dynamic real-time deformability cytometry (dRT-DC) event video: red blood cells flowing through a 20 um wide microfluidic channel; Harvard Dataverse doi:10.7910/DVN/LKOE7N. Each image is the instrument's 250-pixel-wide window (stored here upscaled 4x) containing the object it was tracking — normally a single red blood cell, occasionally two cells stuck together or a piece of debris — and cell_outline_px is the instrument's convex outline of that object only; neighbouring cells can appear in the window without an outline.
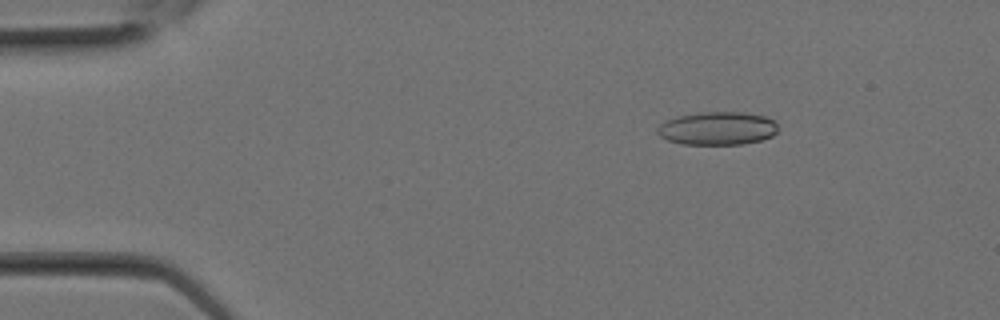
{"species": "Egyptian fruit bat (a non-hibernating species)", "species_latin": "Rousettus aegyptiacus", "temperature_condition": "room temperature", "stored_images_in_passage": 11, "camera_frame_rate_fps": 3000, "um_per_image_px": 0.085, "animal": {"sex": "female"}, "frame": {"image": 1, "passage_image": 4, "time_ms": 1.0, "image_size_px": [1000, 320], "cell_outline_px": [[776, 132], [772, 136], [760, 140], [740, 144], [684, 144], [668, 140], [660, 136], [656, 132], [656, 128], [660, 124], [668, 120], [680, 116], [700, 112], [744, 112], [764, 116], [776, 120]], "centroid_in_image_um": [60.99, 10.9], "position_along_channel_um": 24.0, "area_um2": 23.18}}
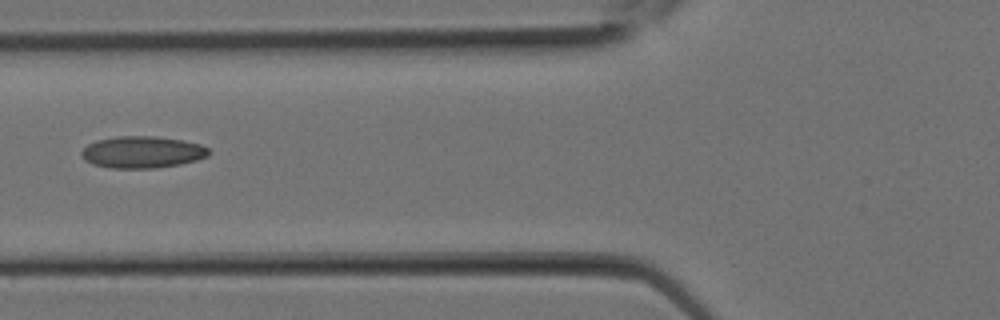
{"frame": {"image": 2, "passage_image": 10, "time_ms": 3.0, "image_size_px": [1000, 320], "cell_outline_px": [[212, 152], [208, 156], [196, 160], [180, 164], [156, 168], [108, 168], [92, 164], [84, 160], [80, 156], [80, 152], [88, 144], [96, 140], [116, 136], [156, 136], [184, 140], [200, 144], [208, 148]], "centroid_in_image_um": [12.08, 12.93], "position_along_channel_um": 113.7, "area_um2": 23.93}}